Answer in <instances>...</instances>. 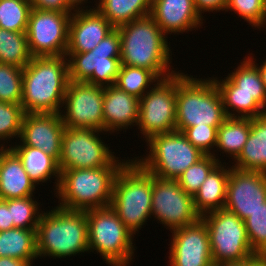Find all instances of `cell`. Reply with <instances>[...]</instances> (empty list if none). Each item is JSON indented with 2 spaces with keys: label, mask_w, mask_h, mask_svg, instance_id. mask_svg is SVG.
<instances>
[{
  "label": "cell",
  "mask_w": 266,
  "mask_h": 266,
  "mask_svg": "<svg viewBox=\"0 0 266 266\" xmlns=\"http://www.w3.org/2000/svg\"><path fill=\"white\" fill-rule=\"evenodd\" d=\"M250 246L255 254L266 255V202L244 220Z\"/></svg>",
  "instance_id": "d590c367"
},
{
  "label": "cell",
  "mask_w": 266,
  "mask_h": 266,
  "mask_svg": "<svg viewBox=\"0 0 266 266\" xmlns=\"http://www.w3.org/2000/svg\"><path fill=\"white\" fill-rule=\"evenodd\" d=\"M243 266H266V255L256 254L243 261Z\"/></svg>",
  "instance_id": "ee69618b"
},
{
  "label": "cell",
  "mask_w": 266,
  "mask_h": 266,
  "mask_svg": "<svg viewBox=\"0 0 266 266\" xmlns=\"http://www.w3.org/2000/svg\"><path fill=\"white\" fill-rule=\"evenodd\" d=\"M71 15L32 8L26 31L32 57L66 55Z\"/></svg>",
  "instance_id": "5bb4252c"
},
{
  "label": "cell",
  "mask_w": 266,
  "mask_h": 266,
  "mask_svg": "<svg viewBox=\"0 0 266 266\" xmlns=\"http://www.w3.org/2000/svg\"><path fill=\"white\" fill-rule=\"evenodd\" d=\"M89 251L96 250L107 264L127 266L133 259V233L111 206L86 210Z\"/></svg>",
  "instance_id": "ba28073f"
},
{
  "label": "cell",
  "mask_w": 266,
  "mask_h": 266,
  "mask_svg": "<svg viewBox=\"0 0 266 266\" xmlns=\"http://www.w3.org/2000/svg\"><path fill=\"white\" fill-rule=\"evenodd\" d=\"M122 166L62 170L57 188L59 207L89 210L111 205L113 185Z\"/></svg>",
  "instance_id": "8992f818"
},
{
  "label": "cell",
  "mask_w": 266,
  "mask_h": 266,
  "mask_svg": "<svg viewBox=\"0 0 266 266\" xmlns=\"http://www.w3.org/2000/svg\"><path fill=\"white\" fill-rule=\"evenodd\" d=\"M222 166L220 161L193 196L195 209L200 216L224 209L230 168L227 170Z\"/></svg>",
  "instance_id": "d4e9b609"
},
{
  "label": "cell",
  "mask_w": 266,
  "mask_h": 266,
  "mask_svg": "<svg viewBox=\"0 0 266 266\" xmlns=\"http://www.w3.org/2000/svg\"><path fill=\"white\" fill-rule=\"evenodd\" d=\"M38 206V202L34 201L32 196L8 199V208L11 209V221L14 227L36 230L42 214Z\"/></svg>",
  "instance_id": "836d02e7"
},
{
  "label": "cell",
  "mask_w": 266,
  "mask_h": 266,
  "mask_svg": "<svg viewBox=\"0 0 266 266\" xmlns=\"http://www.w3.org/2000/svg\"><path fill=\"white\" fill-rule=\"evenodd\" d=\"M23 68L0 64V101L21 104Z\"/></svg>",
  "instance_id": "e575fe53"
},
{
  "label": "cell",
  "mask_w": 266,
  "mask_h": 266,
  "mask_svg": "<svg viewBox=\"0 0 266 266\" xmlns=\"http://www.w3.org/2000/svg\"><path fill=\"white\" fill-rule=\"evenodd\" d=\"M35 186L24 170L21 160L9 149L0 164V199L33 196Z\"/></svg>",
  "instance_id": "603a6c76"
},
{
  "label": "cell",
  "mask_w": 266,
  "mask_h": 266,
  "mask_svg": "<svg viewBox=\"0 0 266 266\" xmlns=\"http://www.w3.org/2000/svg\"><path fill=\"white\" fill-rule=\"evenodd\" d=\"M140 98L137 125L146 141L176 130V74L157 81Z\"/></svg>",
  "instance_id": "4fadbf2b"
},
{
  "label": "cell",
  "mask_w": 266,
  "mask_h": 266,
  "mask_svg": "<svg viewBox=\"0 0 266 266\" xmlns=\"http://www.w3.org/2000/svg\"><path fill=\"white\" fill-rule=\"evenodd\" d=\"M34 9L49 10L58 12H72L65 0H30Z\"/></svg>",
  "instance_id": "ab89813d"
},
{
  "label": "cell",
  "mask_w": 266,
  "mask_h": 266,
  "mask_svg": "<svg viewBox=\"0 0 266 266\" xmlns=\"http://www.w3.org/2000/svg\"><path fill=\"white\" fill-rule=\"evenodd\" d=\"M67 5L75 12V11H79L80 6L78 7V5H81L83 2L85 3L86 0H65ZM88 1V0H87ZM76 7V8H75Z\"/></svg>",
  "instance_id": "f6af8a7d"
},
{
  "label": "cell",
  "mask_w": 266,
  "mask_h": 266,
  "mask_svg": "<svg viewBox=\"0 0 266 266\" xmlns=\"http://www.w3.org/2000/svg\"><path fill=\"white\" fill-rule=\"evenodd\" d=\"M152 190L153 175L128 159L115 178L110 206L133 236L152 215Z\"/></svg>",
  "instance_id": "5b68a950"
},
{
  "label": "cell",
  "mask_w": 266,
  "mask_h": 266,
  "mask_svg": "<svg viewBox=\"0 0 266 266\" xmlns=\"http://www.w3.org/2000/svg\"><path fill=\"white\" fill-rule=\"evenodd\" d=\"M24 115L21 104L0 101V140L20 137Z\"/></svg>",
  "instance_id": "74e56055"
},
{
  "label": "cell",
  "mask_w": 266,
  "mask_h": 266,
  "mask_svg": "<svg viewBox=\"0 0 266 266\" xmlns=\"http://www.w3.org/2000/svg\"><path fill=\"white\" fill-rule=\"evenodd\" d=\"M235 11L254 27L266 25V0H227L225 11Z\"/></svg>",
  "instance_id": "8d00e7d4"
},
{
  "label": "cell",
  "mask_w": 266,
  "mask_h": 266,
  "mask_svg": "<svg viewBox=\"0 0 266 266\" xmlns=\"http://www.w3.org/2000/svg\"><path fill=\"white\" fill-rule=\"evenodd\" d=\"M31 10L30 0H0V28L26 32Z\"/></svg>",
  "instance_id": "1f68e13d"
},
{
  "label": "cell",
  "mask_w": 266,
  "mask_h": 266,
  "mask_svg": "<svg viewBox=\"0 0 266 266\" xmlns=\"http://www.w3.org/2000/svg\"><path fill=\"white\" fill-rule=\"evenodd\" d=\"M10 149L21 160L24 170L36 185L40 182H46L52 176H56L55 190H57L61 171L58 167V161L54 157L46 154L41 149L30 146H12Z\"/></svg>",
  "instance_id": "484cf974"
},
{
  "label": "cell",
  "mask_w": 266,
  "mask_h": 266,
  "mask_svg": "<svg viewBox=\"0 0 266 266\" xmlns=\"http://www.w3.org/2000/svg\"><path fill=\"white\" fill-rule=\"evenodd\" d=\"M258 68V71L260 73V76H261V80L263 82V85H264V88H265V91H266V60L263 62V64Z\"/></svg>",
  "instance_id": "bcb514c9"
},
{
  "label": "cell",
  "mask_w": 266,
  "mask_h": 266,
  "mask_svg": "<svg viewBox=\"0 0 266 266\" xmlns=\"http://www.w3.org/2000/svg\"><path fill=\"white\" fill-rule=\"evenodd\" d=\"M9 149H10V147L5 148V147H3V145L0 146V164H1V160H2L3 156L5 155V153H6Z\"/></svg>",
  "instance_id": "c3c4849f"
},
{
  "label": "cell",
  "mask_w": 266,
  "mask_h": 266,
  "mask_svg": "<svg viewBox=\"0 0 266 266\" xmlns=\"http://www.w3.org/2000/svg\"><path fill=\"white\" fill-rule=\"evenodd\" d=\"M172 232L170 266H211L213 263L209 233L200 219L195 224Z\"/></svg>",
  "instance_id": "ac0fdd59"
},
{
  "label": "cell",
  "mask_w": 266,
  "mask_h": 266,
  "mask_svg": "<svg viewBox=\"0 0 266 266\" xmlns=\"http://www.w3.org/2000/svg\"><path fill=\"white\" fill-rule=\"evenodd\" d=\"M211 266H222V263L221 264H212Z\"/></svg>",
  "instance_id": "681fc988"
},
{
  "label": "cell",
  "mask_w": 266,
  "mask_h": 266,
  "mask_svg": "<svg viewBox=\"0 0 266 266\" xmlns=\"http://www.w3.org/2000/svg\"><path fill=\"white\" fill-rule=\"evenodd\" d=\"M117 29L121 38V65L148 69L160 80L178 73L175 70L170 72L167 37L150 15Z\"/></svg>",
  "instance_id": "7a4b0ae2"
},
{
  "label": "cell",
  "mask_w": 266,
  "mask_h": 266,
  "mask_svg": "<svg viewBox=\"0 0 266 266\" xmlns=\"http://www.w3.org/2000/svg\"><path fill=\"white\" fill-rule=\"evenodd\" d=\"M227 0H194L196 9L200 15L203 12L220 11L226 9Z\"/></svg>",
  "instance_id": "60d3db41"
},
{
  "label": "cell",
  "mask_w": 266,
  "mask_h": 266,
  "mask_svg": "<svg viewBox=\"0 0 266 266\" xmlns=\"http://www.w3.org/2000/svg\"><path fill=\"white\" fill-rule=\"evenodd\" d=\"M140 99L117 86L104 87L103 122L105 132L137 125ZM135 123V124H133Z\"/></svg>",
  "instance_id": "7402d4cb"
},
{
  "label": "cell",
  "mask_w": 266,
  "mask_h": 266,
  "mask_svg": "<svg viewBox=\"0 0 266 266\" xmlns=\"http://www.w3.org/2000/svg\"><path fill=\"white\" fill-rule=\"evenodd\" d=\"M68 83L66 55L32 57L23 68L21 106L24 112L60 113Z\"/></svg>",
  "instance_id": "6da1fadb"
},
{
  "label": "cell",
  "mask_w": 266,
  "mask_h": 266,
  "mask_svg": "<svg viewBox=\"0 0 266 266\" xmlns=\"http://www.w3.org/2000/svg\"><path fill=\"white\" fill-rule=\"evenodd\" d=\"M50 211L42 212L36 229L38 257L66 258L88 252L86 211L69 210L59 206Z\"/></svg>",
  "instance_id": "3957f363"
},
{
  "label": "cell",
  "mask_w": 266,
  "mask_h": 266,
  "mask_svg": "<svg viewBox=\"0 0 266 266\" xmlns=\"http://www.w3.org/2000/svg\"><path fill=\"white\" fill-rule=\"evenodd\" d=\"M120 55L121 38L118 29L115 28L93 50L66 53L69 81L103 87L115 85L121 66Z\"/></svg>",
  "instance_id": "30bf717a"
},
{
  "label": "cell",
  "mask_w": 266,
  "mask_h": 266,
  "mask_svg": "<svg viewBox=\"0 0 266 266\" xmlns=\"http://www.w3.org/2000/svg\"><path fill=\"white\" fill-rule=\"evenodd\" d=\"M15 228L11 221V209L8 208V199H0V232Z\"/></svg>",
  "instance_id": "b9f144b4"
},
{
  "label": "cell",
  "mask_w": 266,
  "mask_h": 266,
  "mask_svg": "<svg viewBox=\"0 0 266 266\" xmlns=\"http://www.w3.org/2000/svg\"><path fill=\"white\" fill-rule=\"evenodd\" d=\"M150 16L166 35L191 31L203 23L194 0H152Z\"/></svg>",
  "instance_id": "44dd1931"
},
{
  "label": "cell",
  "mask_w": 266,
  "mask_h": 266,
  "mask_svg": "<svg viewBox=\"0 0 266 266\" xmlns=\"http://www.w3.org/2000/svg\"><path fill=\"white\" fill-rule=\"evenodd\" d=\"M247 58L226 79L219 81L213 77L227 117L254 118L266 112V91L260 73L255 61L251 60L254 58Z\"/></svg>",
  "instance_id": "52a82bcc"
},
{
  "label": "cell",
  "mask_w": 266,
  "mask_h": 266,
  "mask_svg": "<svg viewBox=\"0 0 266 266\" xmlns=\"http://www.w3.org/2000/svg\"><path fill=\"white\" fill-rule=\"evenodd\" d=\"M167 228L176 230L201 219L193 196L186 193L177 180L153 176L152 216Z\"/></svg>",
  "instance_id": "9a60e30c"
},
{
  "label": "cell",
  "mask_w": 266,
  "mask_h": 266,
  "mask_svg": "<svg viewBox=\"0 0 266 266\" xmlns=\"http://www.w3.org/2000/svg\"><path fill=\"white\" fill-rule=\"evenodd\" d=\"M149 155L136 161L153 176L176 180L205 154L194 147L180 131L156 134L147 141Z\"/></svg>",
  "instance_id": "9c48e42d"
},
{
  "label": "cell",
  "mask_w": 266,
  "mask_h": 266,
  "mask_svg": "<svg viewBox=\"0 0 266 266\" xmlns=\"http://www.w3.org/2000/svg\"><path fill=\"white\" fill-rule=\"evenodd\" d=\"M152 0H99L96 9L117 28L133 20L149 16Z\"/></svg>",
  "instance_id": "4316f807"
},
{
  "label": "cell",
  "mask_w": 266,
  "mask_h": 266,
  "mask_svg": "<svg viewBox=\"0 0 266 266\" xmlns=\"http://www.w3.org/2000/svg\"><path fill=\"white\" fill-rule=\"evenodd\" d=\"M220 126H193L185 128L182 133L187 140L201 150L205 155H211V151L216 146L217 130ZM212 148V149H211Z\"/></svg>",
  "instance_id": "f35d334b"
},
{
  "label": "cell",
  "mask_w": 266,
  "mask_h": 266,
  "mask_svg": "<svg viewBox=\"0 0 266 266\" xmlns=\"http://www.w3.org/2000/svg\"><path fill=\"white\" fill-rule=\"evenodd\" d=\"M32 262L22 261L11 257H0V266H31Z\"/></svg>",
  "instance_id": "7bdbcfd3"
},
{
  "label": "cell",
  "mask_w": 266,
  "mask_h": 266,
  "mask_svg": "<svg viewBox=\"0 0 266 266\" xmlns=\"http://www.w3.org/2000/svg\"><path fill=\"white\" fill-rule=\"evenodd\" d=\"M160 79L150 70L134 66L121 65L115 83L120 90L141 98L153 84Z\"/></svg>",
  "instance_id": "4dcf8cb0"
},
{
  "label": "cell",
  "mask_w": 266,
  "mask_h": 266,
  "mask_svg": "<svg viewBox=\"0 0 266 266\" xmlns=\"http://www.w3.org/2000/svg\"><path fill=\"white\" fill-rule=\"evenodd\" d=\"M266 202V173L230 168L224 209L243 221Z\"/></svg>",
  "instance_id": "e0dca14e"
},
{
  "label": "cell",
  "mask_w": 266,
  "mask_h": 266,
  "mask_svg": "<svg viewBox=\"0 0 266 266\" xmlns=\"http://www.w3.org/2000/svg\"><path fill=\"white\" fill-rule=\"evenodd\" d=\"M114 29L96 8L75 11L69 22L66 53L91 51Z\"/></svg>",
  "instance_id": "ffe728a7"
},
{
  "label": "cell",
  "mask_w": 266,
  "mask_h": 266,
  "mask_svg": "<svg viewBox=\"0 0 266 266\" xmlns=\"http://www.w3.org/2000/svg\"><path fill=\"white\" fill-rule=\"evenodd\" d=\"M191 77L176 73V131L197 125L220 126L227 116L213 78Z\"/></svg>",
  "instance_id": "277c9868"
},
{
  "label": "cell",
  "mask_w": 266,
  "mask_h": 266,
  "mask_svg": "<svg viewBox=\"0 0 266 266\" xmlns=\"http://www.w3.org/2000/svg\"><path fill=\"white\" fill-rule=\"evenodd\" d=\"M99 132L103 131L93 128L66 127L62 135L61 154L58 160L60 171L123 166L126 162L121 163L118 157L113 155L108 145L98 137Z\"/></svg>",
  "instance_id": "7c38bea8"
},
{
  "label": "cell",
  "mask_w": 266,
  "mask_h": 266,
  "mask_svg": "<svg viewBox=\"0 0 266 266\" xmlns=\"http://www.w3.org/2000/svg\"><path fill=\"white\" fill-rule=\"evenodd\" d=\"M103 98V86L69 81L63 100L66 112L64 114H62L63 111L59 113L65 127L93 128L105 131Z\"/></svg>",
  "instance_id": "2e32d148"
},
{
  "label": "cell",
  "mask_w": 266,
  "mask_h": 266,
  "mask_svg": "<svg viewBox=\"0 0 266 266\" xmlns=\"http://www.w3.org/2000/svg\"><path fill=\"white\" fill-rule=\"evenodd\" d=\"M251 130V118L227 117L217 130L216 147L236 159Z\"/></svg>",
  "instance_id": "f1b7e54d"
},
{
  "label": "cell",
  "mask_w": 266,
  "mask_h": 266,
  "mask_svg": "<svg viewBox=\"0 0 266 266\" xmlns=\"http://www.w3.org/2000/svg\"><path fill=\"white\" fill-rule=\"evenodd\" d=\"M233 168L266 173V112L251 118L249 137Z\"/></svg>",
  "instance_id": "cb8c5ba5"
},
{
  "label": "cell",
  "mask_w": 266,
  "mask_h": 266,
  "mask_svg": "<svg viewBox=\"0 0 266 266\" xmlns=\"http://www.w3.org/2000/svg\"><path fill=\"white\" fill-rule=\"evenodd\" d=\"M0 257L33 262L38 258L36 230L12 228L0 232Z\"/></svg>",
  "instance_id": "83f0119b"
},
{
  "label": "cell",
  "mask_w": 266,
  "mask_h": 266,
  "mask_svg": "<svg viewBox=\"0 0 266 266\" xmlns=\"http://www.w3.org/2000/svg\"><path fill=\"white\" fill-rule=\"evenodd\" d=\"M209 233L214 264L245 261L256 255L247 236L244 221L226 209L201 216Z\"/></svg>",
  "instance_id": "8fae6325"
},
{
  "label": "cell",
  "mask_w": 266,
  "mask_h": 266,
  "mask_svg": "<svg viewBox=\"0 0 266 266\" xmlns=\"http://www.w3.org/2000/svg\"><path fill=\"white\" fill-rule=\"evenodd\" d=\"M65 128L59 113H25L19 137L21 145L16 146L41 149L58 161Z\"/></svg>",
  "instance_id": "d6986e66"
},
{
  "label": "cell",
  "mask_w": 266,
  "mask_h": 266,
  "mask_svg": "<svg viewBox=\"0 0 266 266\" xmlns=\"http://www.w3.org/2000/svg\"><path fill=\"white\" fill-rule=\"evenodd\" d=\"M215 154L205 155L195 164L188 167L176 180L188 194L194 196L209 173L219 164Z\"/></svg>",
  "instance_id": "d6a6232c"
},
{
  "label": "cell",
  "mask_w": 266,
  "mask_h": 266,
  "mask_svg": "<svg viewBox=\"0 0 266 266\" xmlns=\"http://www.w3.org/2000/svg\"><path fill=\"white\" fill-rule=\"evenodd\" d=\"M222 266H243V261L225 262V263H222Z\"/></svg>",
  "instance_id": "7dc6e473"
},
{
  "label": "cell",
  "mask_w": 266,
  "mask_h": 266,
  "mask_svg": "<svg viewBox=\"0 0 266 266\" xmlns=\"http://www.w3.org/2000/svg\"><path fill=\"white\" fill-rule=\"evenodd\" d=\"M31 59L26 32L0 28V64L24 68Z\"/></svg>",
  "instance_id": "f546056e"
}]
</instances>
